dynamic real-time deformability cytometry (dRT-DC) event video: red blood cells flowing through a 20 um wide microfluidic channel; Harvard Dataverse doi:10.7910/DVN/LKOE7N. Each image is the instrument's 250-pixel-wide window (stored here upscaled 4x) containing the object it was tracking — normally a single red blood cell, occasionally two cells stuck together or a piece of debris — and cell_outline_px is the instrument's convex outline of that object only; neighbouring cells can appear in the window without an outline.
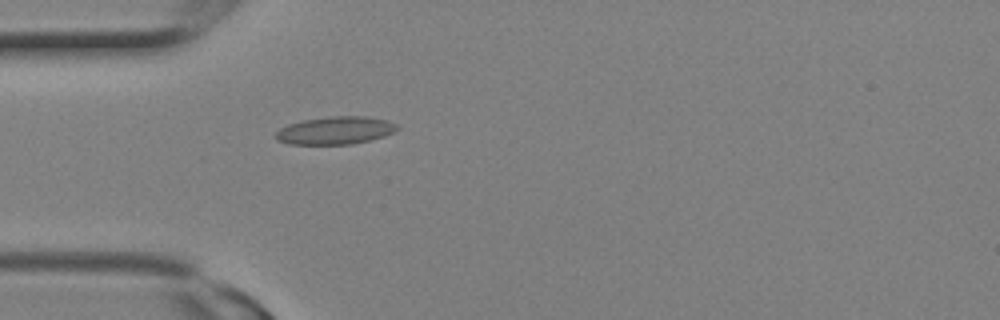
{"species": "Egyptian fruit bat (a non-hibernating species)", "species_latin": "Rousettus aegyptiacus", "temperature_condition": "room temperature", "stored_images_in_passage": 3, "camera_frame_rate_fps": 3000, "um_per_image_px": 0.085, "animal": {"sex": "female"}, "frame": {"image": 1, "passage_image": 3, "time_ms": 0.667, "image_size_px": [1000, 320], "cell_outline_px": [[400, 128], [384, 136], [352, 144], [288, 144], [276, 140], [276, 132], [280, 128], [288, 124], [304, 120], [332, 116], [368, 116], [388, 120], [396, 124]], "centroid_in_image_um": [28.5, 11.08], "position_along_channel_um": 56.5, "area_um2": 19.59}}